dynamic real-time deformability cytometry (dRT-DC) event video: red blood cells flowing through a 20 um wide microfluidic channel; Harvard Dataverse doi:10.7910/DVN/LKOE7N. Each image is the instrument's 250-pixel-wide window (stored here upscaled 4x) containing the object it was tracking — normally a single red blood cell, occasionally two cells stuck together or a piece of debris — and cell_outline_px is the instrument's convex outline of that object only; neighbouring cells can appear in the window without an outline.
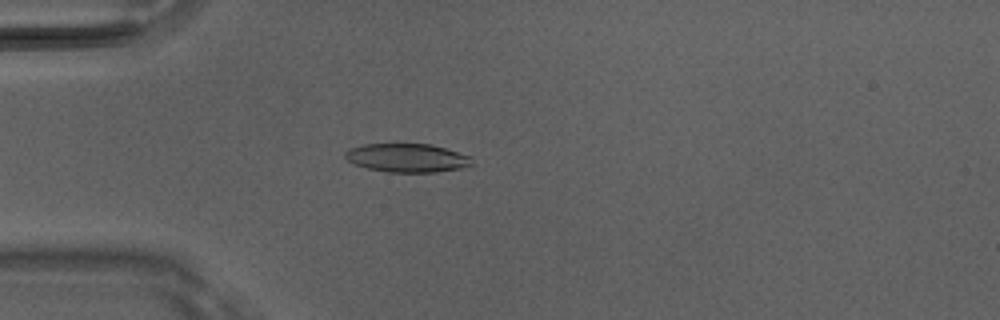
{"species": "Egyptian fruit bat (a non-hibernating species)", "species_latin": "Rousettus aegyptiacus", "temperature_condition": "room temperature", "stored_images_in_passage": 3, "camera_frame_rate_fps": 3000, "um_per_image_px": 0.085, "animal": {"sex": "male"}, "frame": {"image": 1, "passage_image": 3, "time_ms": 0.667, "image_size_px": [1000, 320], "cell_outline_px": [[472, 164], [460, 168], [436, 172], [384, 172], [368, 168], [356, 164], [348, 160], [344, 156], [344, 152], [352, 148], [364, 144], [432, 144], [472, 156]], "centroid_in_image_um": [34.62, 13.42], "position_along_channel_um": 50.4, "area_um2": 21.04}}